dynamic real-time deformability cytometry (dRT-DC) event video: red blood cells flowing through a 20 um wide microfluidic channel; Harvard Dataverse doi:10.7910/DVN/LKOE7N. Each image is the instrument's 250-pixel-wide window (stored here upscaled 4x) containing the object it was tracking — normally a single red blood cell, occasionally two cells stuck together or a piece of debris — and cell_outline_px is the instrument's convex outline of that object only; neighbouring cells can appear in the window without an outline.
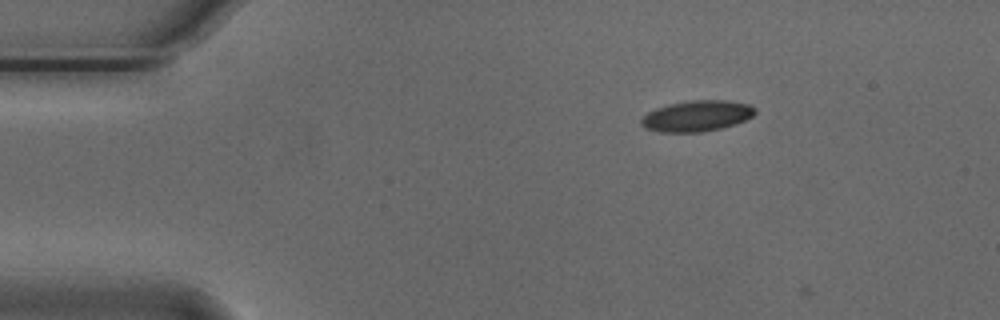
{"species": "Egyptian fruit bat (a non-hibernating species)", "species_latin": "Rousettus aegyptiacus", "temperature_condition": "cold", "stored_images_in_passage": 3, "camera_frame_rate_fps": 3000, "um_per_image_px": 0.085, "animal": {"sex": "male"}, "frame": {"image": 1, "passage_image": 2, "time_ms": 0.333, "image_size_px": [1000, 320], "cell_outline_px": [[756, 112], [752, 116], [736, 124], [704, 132], [660, 132], [644, 128], [640, 124], [640, 120], [648, 112], [656, 108], [668, 104], [692, 100], [728, 100], [748, 104], [756, 108]], "centroid_in_image_um": [59.22, 9.86], "position_along_channel_um": 25.8, "area_um2": 20.58}}